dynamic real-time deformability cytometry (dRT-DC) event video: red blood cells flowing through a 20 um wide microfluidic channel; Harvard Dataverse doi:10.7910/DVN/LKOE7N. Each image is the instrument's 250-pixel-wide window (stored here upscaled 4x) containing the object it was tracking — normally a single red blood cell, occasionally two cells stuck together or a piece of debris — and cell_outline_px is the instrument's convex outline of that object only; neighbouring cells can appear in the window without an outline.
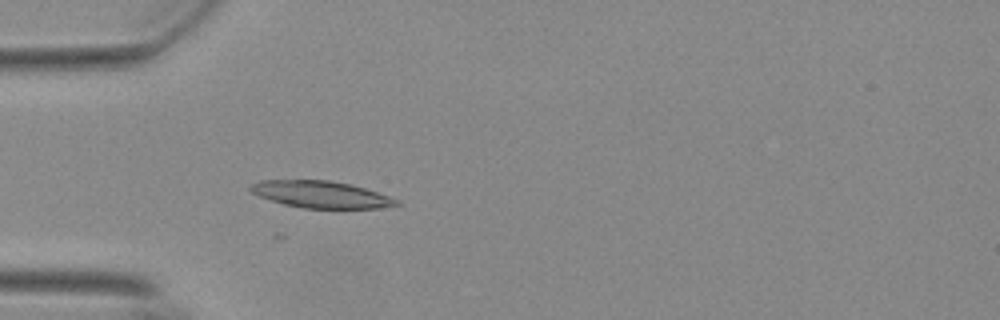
{"species": "Egyptian fruit bat (a non-hibernating species)", "species_latin": "Rousettus aegyptiacus", "temperature_condition": "warm", "stored_images_in_passage": 26, "camera_frame_rate_fps": 3000, "um_per_image_px": 0.085, "animal": {"sex": "female"}, "frame": {"image": 1, "passage_image": 3, "time_ms": 0.667, "image_size_px": [1000, 320], "cell_outline_px": [[400, 204], [380, 208], [304, 208], [284, 204], [260, 196], [252, 192], [248, 188], [252, 184], [260, 180], [328, 180], [348, 184], [364, 188], [400, 200]], "centroid_in_image_um": [27.28, 16.53], "position_along_channel_um": 57.7, "area_um2": 22.54}}
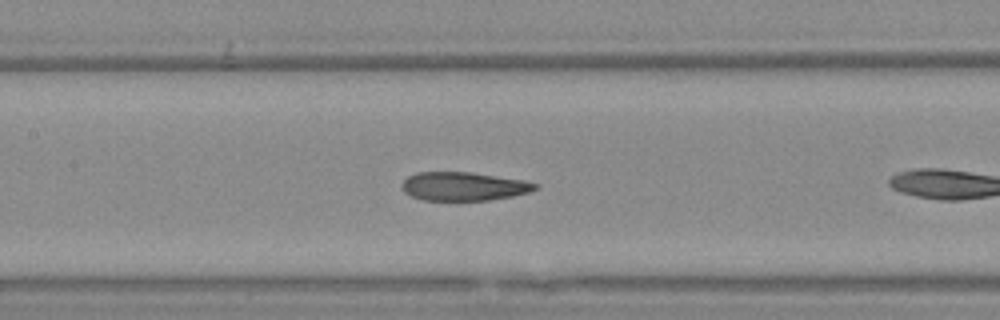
{"frame": {"image": 2, "passage_image": 9, "time_ms": 2.667, "image_size_px": [1000, 320], "cell_outline_px": [[540, 184], [536, 188], [528, 192], [512, 196], [488, 200], [420, 200], [404, 192], [400, 184], [408, 176], [420, 172], [468, 172], [524, 180]], "centroid_in_image_um": [39.38, 15.84], "position_along_channel_um": 168.0, "area_um2": 22.08}}
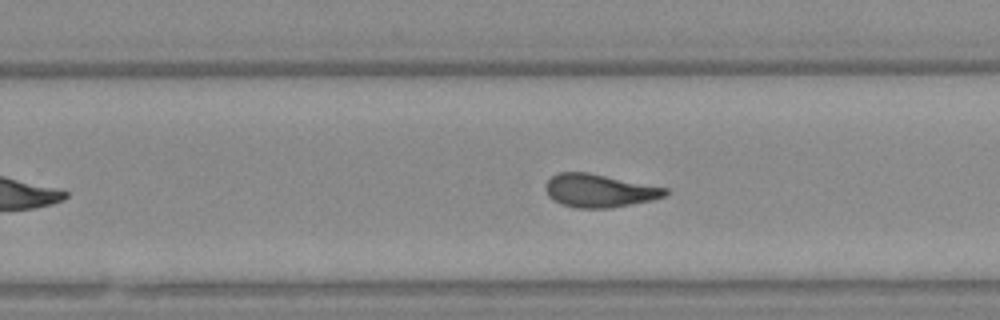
{"frame": {"image": 3, "passage_image": 18, "time_ms": 5.667, "image_size_px": [1000, 320], "cell_outline_px": [[668, 192], [664, 196], [652, 200], [632, 204], [608, 208], [576, 208], [560, 204], [552, 200], [548, 196], [544, 188], [544, 184], [552, 176], [560, 172], [588, 172], [668, 188]], "centroid_in_image_um": [50.9, 16.21], "position_along_channel_um": 278.9, "area_um2": 23.24}}